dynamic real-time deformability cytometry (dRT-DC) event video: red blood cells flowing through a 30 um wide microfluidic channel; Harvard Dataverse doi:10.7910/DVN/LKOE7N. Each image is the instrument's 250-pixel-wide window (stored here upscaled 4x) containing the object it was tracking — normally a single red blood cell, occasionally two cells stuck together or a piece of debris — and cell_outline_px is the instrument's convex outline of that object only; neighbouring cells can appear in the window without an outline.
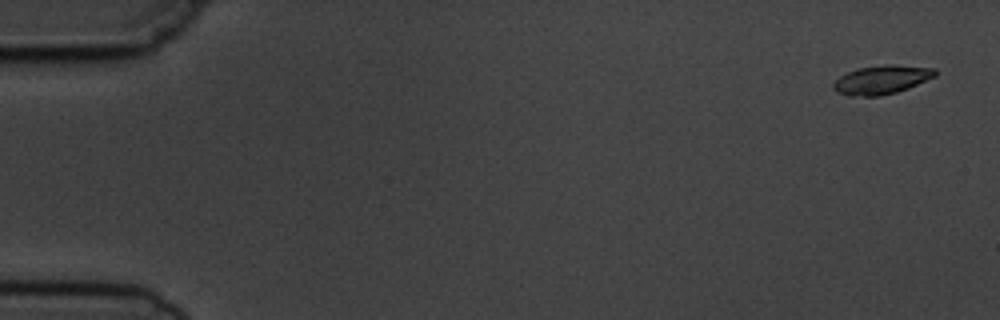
{"species": "common noctule bat (a hibernating species)", "species_latin": "Nyctalus noctula", "temperature_condition": "cold", "stored_images_in_passage": 5, "camera_frame_rate_fps": 3000, "um_per_image_px": 0.085, "animal": {"sex": "male", "body_mass_g": 19.5, "forearm_length_mm": 54.6}, "frame": {"image": 1, "passage_image": 1, "time_ms": 0.0, "image_size_px": [1000, 320], "cell_outline_px": [[936, 76], [908, 88], [896, 92], [880, 96], [848, 96], [836, 92], [832, 88], [832, 84], [840, 76], [848, 72], [860, 68], [888, 64], [936, 68]], "centroid_in_image_um": [74.92, 6.79], "position_along_channel_um": 10.1, "area_um2": 16.99}}
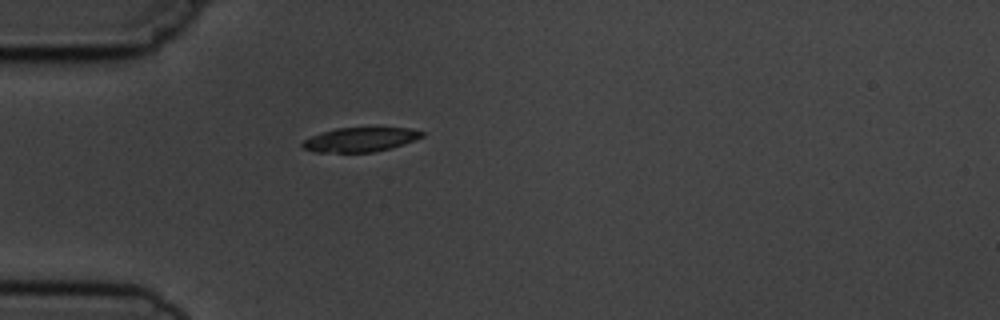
{"frame": {"image": 2, "passage_image": 5, "time_ms": 4.667, "image_size_px": [1000, 320], "cell_outline_px": [[424, 136], [388, 148], [372, 152], [316, 152], [304, 148], [300, 144], [304, 140], [320, 132], [336, 128], [408, 128], [424, 132]], "centroid_in_image_um": [30.56, 11.86], "position_along_channel_um": 54.4, "area_um2": 16.53}}